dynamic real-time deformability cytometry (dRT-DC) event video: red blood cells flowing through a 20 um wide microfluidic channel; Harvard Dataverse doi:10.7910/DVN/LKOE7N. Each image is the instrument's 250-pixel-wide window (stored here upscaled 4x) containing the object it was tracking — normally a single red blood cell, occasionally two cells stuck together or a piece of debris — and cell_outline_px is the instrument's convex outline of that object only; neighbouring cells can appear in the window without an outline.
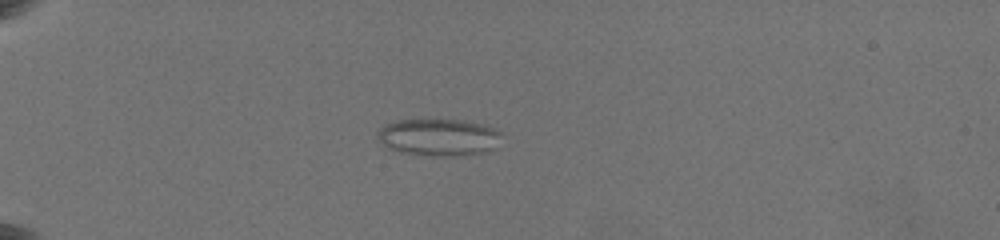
{"species": "common noctule bat (a hibernating species)", "species_latin": "Nyctalus noctula", "temperature_condition": "warm", "stored_images_in_passage": 31, "camera_frame_rate_fps": 3000, "um_per_image_px": 0.085, "animal": {"sex": "female", "body_mass_g": 19.5, "forearm_length_mm": 54.1}, "frame": {"image": 1, "passage_image": 20, "time_ms": 6.333, "image_size_px": [1000, 240], "cell_outline_px": [[500, 132], [492, 148], [484, 152], [456, 156], [428, 156], [400, 152], [388, 148], [376, 136], [376, 132], [384, 124], [396, 120], [424, 116], [440, 116], [484, 124]], "centroid_in_image_um": [37.17, 11.6], "position_along_channel_um": 47.8, "area_um2": 27.74}}
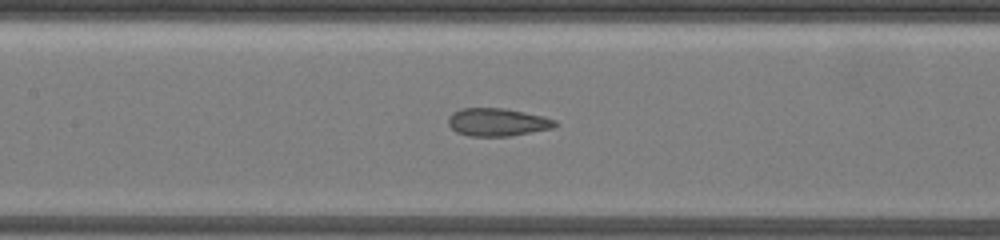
{"frame": {"image": 2, "passage_image": 25, "time_ms": 10.667, "image_size_px": [1000, 240], "cell_outline_px": [[560, 124], [552, 128], [512, 136], [468, 136], [456, 132], [448, 124], [448, 116], [452, 112], [460, 108], [504, 108], [544, 116], [556, 120]], "centroid_in_image_um": [42.28, 10.38], "position_along_channel_um": 165.1, "area_um2": 17.57}}
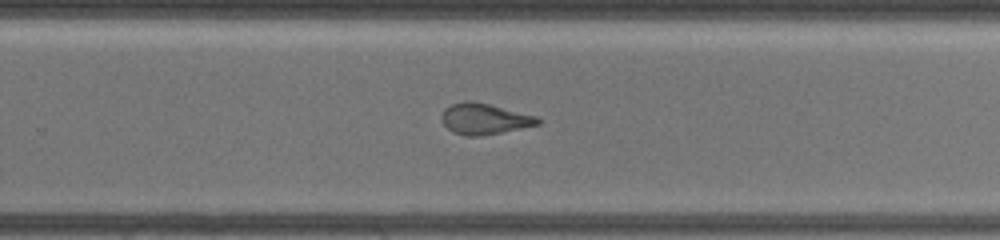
{"frame": {"image": 3, "passage_image": 31, "time_ms": 14.0, "image_size_px": [1000, 240], "cell_outline_px": [[540, 124], [480, 136], [464, 136], [452, 132], [444, 124], [440, 116], [444, 108], [452, 104], [468, 100], [488, 104], [536, 116], [540, 120]], "centroid_in_image_um": [41.12, 10.11], "position_along_channel_um": 288.7, "area_um2": 17.11}}